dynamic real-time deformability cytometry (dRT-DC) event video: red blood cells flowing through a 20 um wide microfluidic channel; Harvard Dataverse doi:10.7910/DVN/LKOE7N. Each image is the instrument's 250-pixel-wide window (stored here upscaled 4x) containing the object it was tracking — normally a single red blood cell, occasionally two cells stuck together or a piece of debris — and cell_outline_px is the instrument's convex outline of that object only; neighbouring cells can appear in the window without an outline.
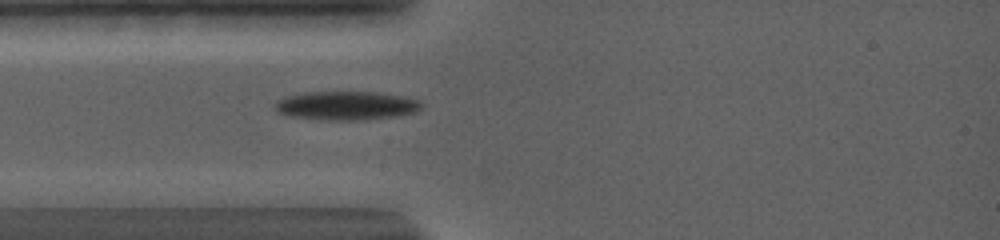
{"species": "common noctule bat (a hibernating species)", "species_latin": "Nyctalus noctula", "temperature_condition": "warm", "stored_images_in_passage": 50, "camera_frame_rate_fps": 5000, "um_per_image_px": 0.085, "animal": {"sex": "female", "body_mass_g": 19.0, "forearm_length_mm": 56.7}, "frame": {"image": 1, "passage_image": 10, "time_ms": 3.0, "image_size_px": [1000, 240], "cell_outline_px": [[424, 104], [416, 112], [396, 116], [364, 120], [320, 120], [288, 116], [280, 112], [276, 108], [276, 100], [288, 96], [304, 92], [376, 92], [400, 96], [416, 100]], "centroid_in_image_um": [29.42, 8.98], "position_along_channel_um": 55.6, "area_um2": 24.45}}
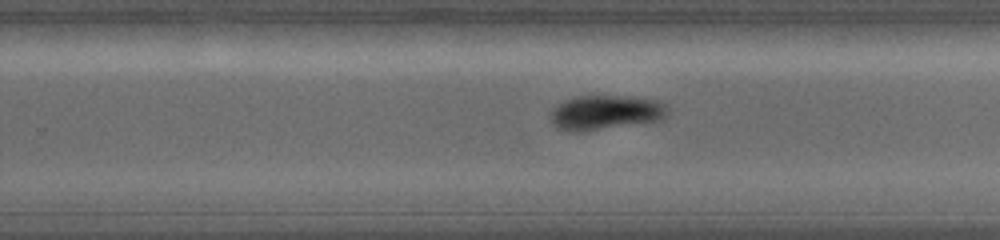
{"frame": {"image": 2, "passage_image": 28, "time_ms": 9.0, "image_size_px": [1000, 240], "cell_outline_px": [[668, 116], [660, 120], [576, 132], [560, 128], [552, 124], [548, 112], [552, 108], [564, 100], [576, 96], [616, 96], [660, 100], [664, 104], [668, 112]], "centroid_in_image_um": [51.43, 9.55], "position_along_channel_um": 278.4, "area_um2": 23.35}}
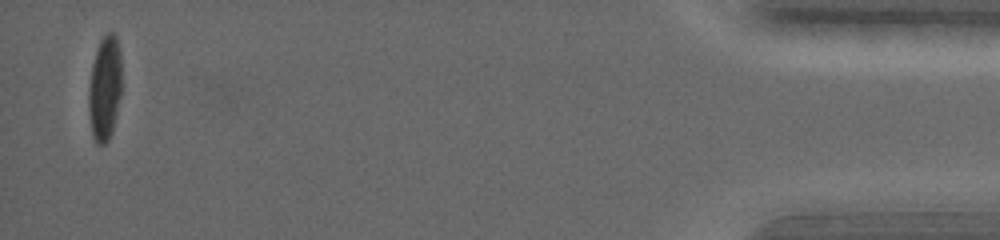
{"frame": {"image": 3, "passage_image": 50, "time_ms": 16.2, "image_size_px": [1000, 240], "cell_outline_px": [[120, 96], [112, 132], [108, 140], [104, 144], [100, 144], [92, 136], [88, 104], [88, 96], [92, 64], [100, 40], [108, 32], [112, 32], [116, 36], [120, 52]], "centroid_in_image_um": [8.9, 7.49], "position_along_channel_um": 426.3, "area_um2": 19.77}, "authors_computed_cell_mechanics": {"area_um2": 23.3223, "velocity_mm_per_s": 3.7166, "shape_relaxation_time_tau1_ms": 2.5372, "shape_relaxation_time_tau2_ms": null, "deformation_change_tau1": 0.1124, "deformation_change_tau2": null}}